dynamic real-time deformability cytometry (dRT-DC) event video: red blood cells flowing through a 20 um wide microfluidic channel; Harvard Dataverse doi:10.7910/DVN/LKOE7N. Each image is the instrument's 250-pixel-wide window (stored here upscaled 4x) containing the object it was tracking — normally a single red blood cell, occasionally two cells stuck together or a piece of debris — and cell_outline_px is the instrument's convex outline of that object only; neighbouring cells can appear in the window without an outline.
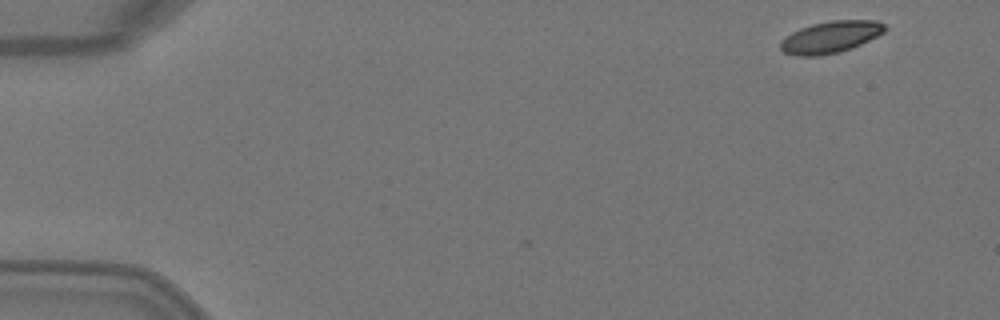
{"species": "Egyptian fruit bat (a non-hibernating species)", "species_latin": "Rousettus aegyptiacus", "temperature_condition": "warm", "stored_images_in_passage": 5, "camera_frame_rate_fps": 3000, "um_per_image_px": 0.085, "animal": {"sex": "female"}, "frame": {"image": 1, "passage_image": 1, "time_ms": 0.0, "image_size_px": [1000, 320], "cell_outline_px": [[888, 28], [884, 32], [860, 44], [840, 52], [820, 56], [796, 56], [784, 52], [780, 48], [780, 44], [792, 32], [800, 28], [812, 24], [832, 20], [876, 20], [884, 24]], "centroid_in_image_um": [70.61, 3.15], "position_along_channel_um": 14.4, "area_um2": 19.19}}
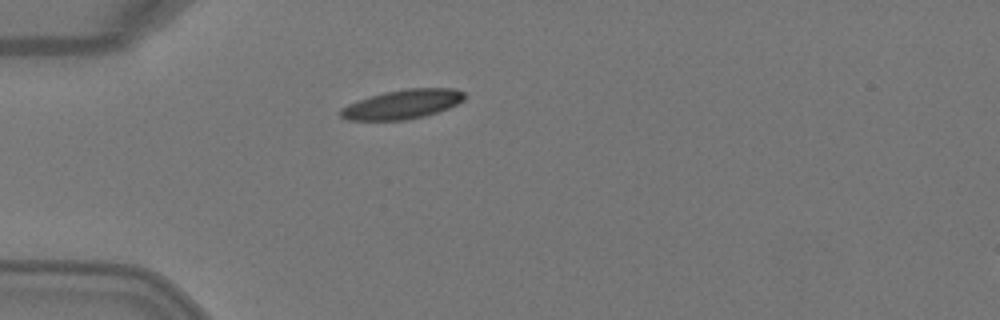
{"frame": {"image": 2, "passage_image": 4, "time_ms": 1.0, "image_size_px": [1000, 320], "cell_outline_px": [[464, 100], [448, 108], [424, 116], [404, 120], [348, 120], [340, 116], [340, 108], [348, 104], [384, 92], [408, 88], [452, 88], [464, 92]], "centroid_in_image_um": [34.2, 8.86], "position_along_channel_um": 50.8, "area_um2": 20.87}}